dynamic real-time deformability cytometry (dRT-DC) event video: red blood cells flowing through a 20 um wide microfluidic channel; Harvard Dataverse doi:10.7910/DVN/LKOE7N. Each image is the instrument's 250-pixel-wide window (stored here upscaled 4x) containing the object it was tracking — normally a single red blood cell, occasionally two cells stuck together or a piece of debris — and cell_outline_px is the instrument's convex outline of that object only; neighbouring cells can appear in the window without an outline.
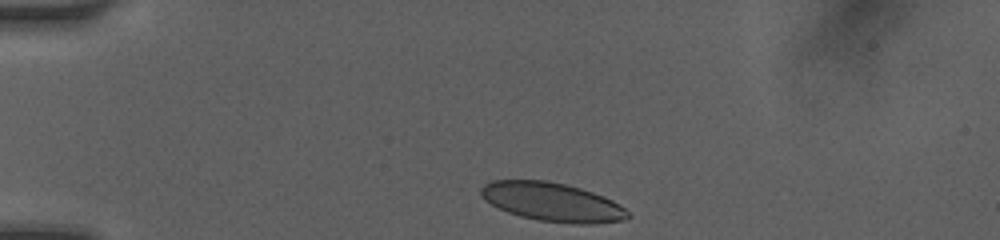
{"species": "human", "species_latin": "Homo sapiens", "temperature_condition": "room temperature", "stored_images_in_passage": 13, "camera_frame_rate_fps": 3000, "um_per_image_px": 0.085, "donor": {"sex": "female"}, "frame": {"image": 1, "passage_image": 1, "time_ms": 0.0, "image_size_px": [1000, 240], "cell_outline_px": [[632, 216], [624, 220], [592, 224], [572, 224], [540, 220], [520, 216], [508, 212], [484, 200], [480, 196], [480, 188], [484, 184], [492, 180], [548, 180], [580, 188], [604, 196], [620, 204]], "centroid_in_image_um": [46.94, 17.17], "position_along_channel_um": 38.1, "area_um2": 33.23}}
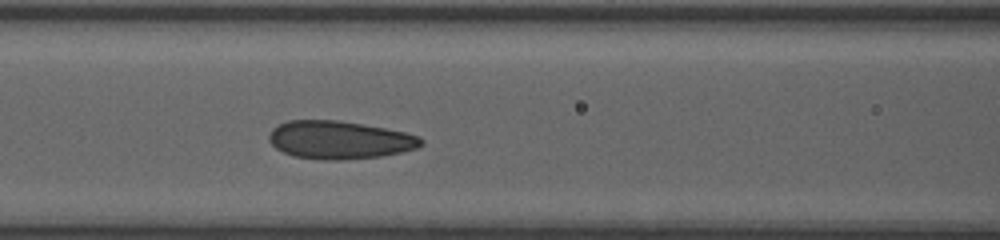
{"frame": {"image": 2, "passage_image": 8, "time_ms": 3.667, "image_size_px": [1000, 240], "cell_outline_px": [[424, 144], [416, 148], [400, 152], [380, 156], [340, 160], [324, 160], [296, 156], [284, 152], [276, 148], [268, 140], [268, 136], [272, 128], [276, 124], [288, 120], [336, 120], [364, 124], [404, 132], [420, 136], [424, 140]], "centroid_in_image_um": [28.84, 11.88], "position_along_channel_um": 137.8, "area_um2": 33.7}}
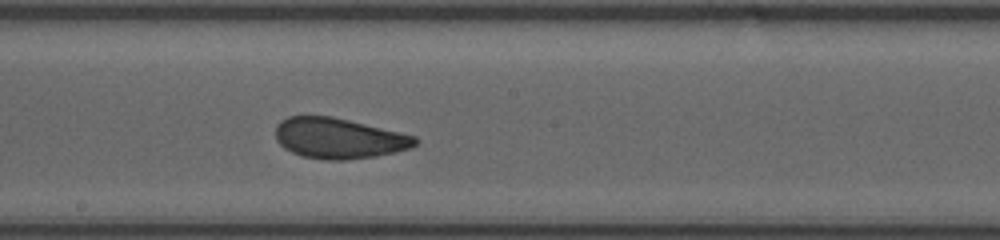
{"frame": {"image": 3, "passage_image": 13, "time_ms": 5.667, "image_size_px": [1000, 240], "cell_outline_px": [[420, 140], [412, 148], [396, 152], [376, 156], [344, 160], [324, 160], [300, 156], [284, 148], [276, 140], [276, 124], [280, 120], [288, 116], [332, 116], [400, 132], [416, 136]], "centroid_in_image_um": [28.8, 11.76], "position_along_channel_um": 219.4, "area_um2": 33.23}}